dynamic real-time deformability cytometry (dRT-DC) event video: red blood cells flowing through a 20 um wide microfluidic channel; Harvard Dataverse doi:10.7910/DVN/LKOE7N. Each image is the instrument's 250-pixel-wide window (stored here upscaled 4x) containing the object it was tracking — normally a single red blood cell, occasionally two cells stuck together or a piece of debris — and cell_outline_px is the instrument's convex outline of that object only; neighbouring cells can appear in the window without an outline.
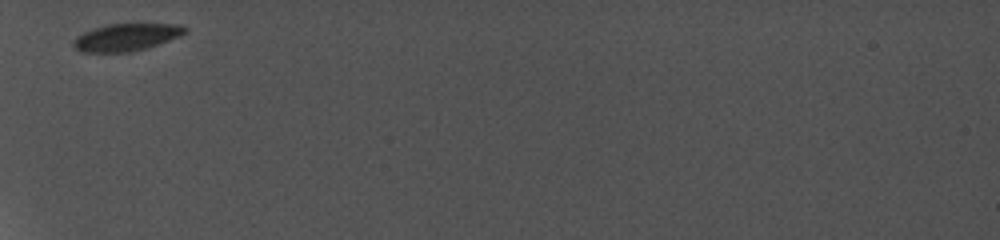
{"species": "common noctule bat (a hibernating species)", "species_latin": "Nyctalus noctula", "temperature_condition": "cold", "stored_images_in_passage": 50, "camera_frame_rate_fps": 5000, "um_per_image_px": 0.085, "animal": {"sex": "female", "body_mass_g": 19.0, "forearm_length_mm": 56.7}, "frame": {"image": 1, "passage_image": 1, "time_ms": 0.0, "image_size_px": [1000, 240], "cell_outline_px": [[188, 32], [180, 36], [144, 48], [128, 52], [80, 52], [72, 44], [76, 36], [84, 32], [108, 24], [180, 24], [188, 28]], "centroid_in_image_um": [10.74, 3.16], "position_along_channel_um": 74.3, "area_um2": 17.51}}
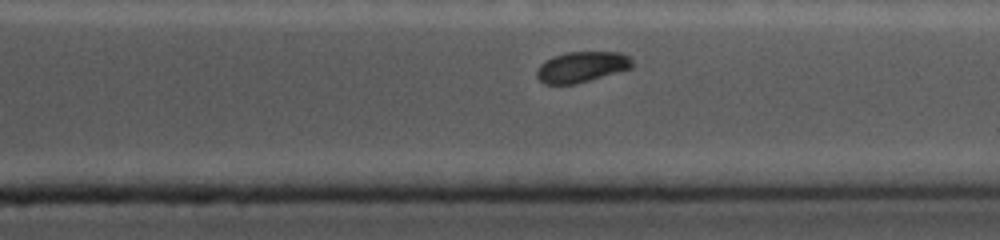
{"frame": {"image": 2, "passage_image": 40, "time_ms": 7.8, "image_size_px": [1000, 240], "cell_outline_px": [[632, 68], [576, 84], [544, 84], [536, 76], [536, 72], [540, 64], [544, 60], [568, 52], [620, 52], [628, 56], [632, 60]], "centroid_in_image_um": [49.43, 5.69], "position_along_channel_um": 362.0, "area_um2": 16.99}}
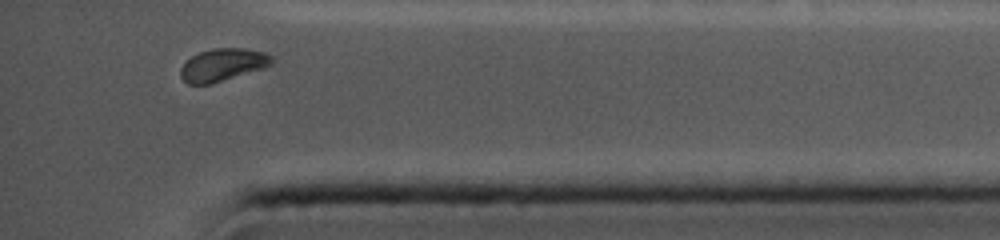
{"frame": {"image": 3, "passage_image": 47, "time_ms": 9.2, "image_size_px": [1000, 240], "cell_outline_px": [[272, 64], [264, 68], [212, 84], [188, 84], [180, 76], [180, 68], [192, 56], [200, 52], [212, 48], [248, 48], [264, 52], [272, 56]], "centroid_in_image_um": [18.94, 5.51], "position_along_channel_um": 416.3, "area_um2": 17.34}, "authors_computed_cell_mechanics": {"area_um2": 18.6116, "velocity_mm_per_s": 3.8194, "shape_relaxation_time_tau1_ms": 2.7355, "shape_relaxation_time_tau2_ms": null, "deformation_change_tau1": 0.0831, "deformation_change_tau2": null}}